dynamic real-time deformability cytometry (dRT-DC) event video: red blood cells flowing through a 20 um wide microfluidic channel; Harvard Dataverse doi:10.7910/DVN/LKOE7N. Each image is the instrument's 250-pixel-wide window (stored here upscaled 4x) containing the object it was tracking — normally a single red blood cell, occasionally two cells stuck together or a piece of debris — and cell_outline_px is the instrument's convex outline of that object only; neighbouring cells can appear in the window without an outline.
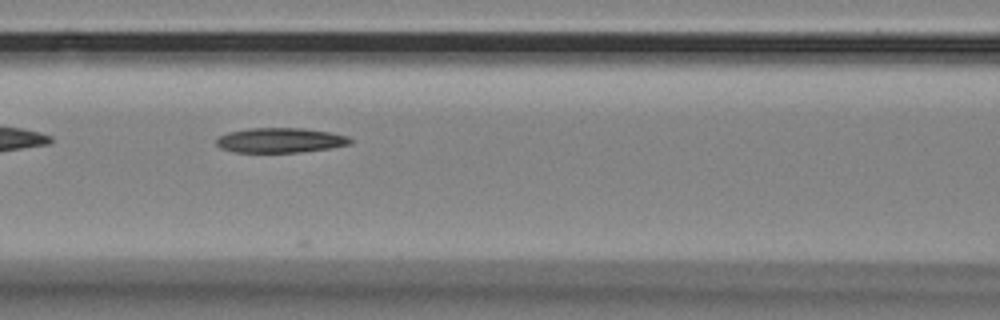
{"species": "Egyptian fruit bat (a non-hibernating species)", "species_latin": "Rousettus aegyptiacus", "temperature_condition": "room temperature", "stored_images_in_passage": 13, "camera_frame_rate_fps": 3000, "um_per_image_px": 0.085, "animal": {"sex": "female"}, "frame": {"image": 1, "passage_image": 10, "time_ms": 3.0, "image_size_px": [1000, 320], "cell_outline_px": [[352, 144], [332, 148], [300, 152], [232, 152], [220, 148], [216, 144], [216, 136], [228, 132], [248, 128], [304, 128], [328, 132], [348, 136], [352, 140]], "centroid_in_image_um": [23.8, 11.92], "position_along_channel_um": 142.8, "area_um2": 19.59}}